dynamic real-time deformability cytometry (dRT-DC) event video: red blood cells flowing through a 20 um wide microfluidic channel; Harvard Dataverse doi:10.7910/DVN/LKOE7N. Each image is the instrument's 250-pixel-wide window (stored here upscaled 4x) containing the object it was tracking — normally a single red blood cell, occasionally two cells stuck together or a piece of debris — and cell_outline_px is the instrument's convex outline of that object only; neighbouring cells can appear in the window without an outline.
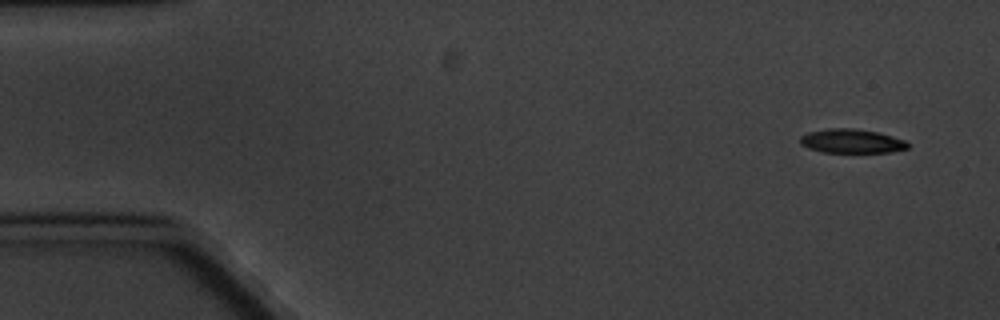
{"species": "common noctule bat (a hibernating species)", "species_latin": "Nyctalus noctula", "temperature_condition": "cold", "stored_images_in_passage": 6, "segment_of_instrument_passage": [1, 2], "camera_frame_rate_fps": 3000, "um_per_image_px": 0.085, "animal": {"sex": "male", "body_mass_g": 20.1, "forearm_length_mm": 53.5}, "frame": {"image": 1, "passage_image": 1, "time_ms": 0.0, "image_size_px": [1000, 320], "cell_outline_px": [[908, 148], [892, 152], [820, 152], [808, 148], [800, 144], [800, 136], [808, 132], [828, 128], [852, 128], [876, 132], [892, 136], [904, 140], [908, 144]], "centroid_in_image_um": [72.34, 11.99], "position_along_channel_um": 12.7, "area_um2": 15.03}}
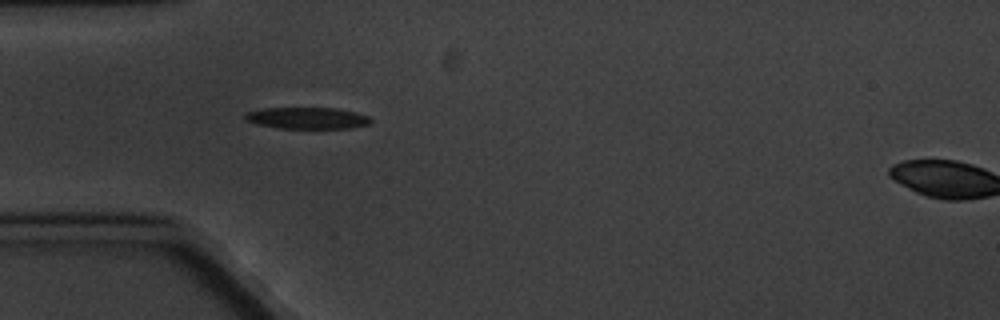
{"frame": {"image": 2, "passage_image": 5, "time_ms": 4.667, "image_size_px": [1000, 320], "cell_outline_px": [[372, 120], [368, 124], [348, 128], [280, 128], [256, 124], [244, 120], [244, 116], [248, 112], [264, 108], [336, 108], [356, 112], [368, 116]], "centroid_in_image_um": [26.1, 10.03], "position_along_channel_um": 58.9, "area_um2": 15.66}}